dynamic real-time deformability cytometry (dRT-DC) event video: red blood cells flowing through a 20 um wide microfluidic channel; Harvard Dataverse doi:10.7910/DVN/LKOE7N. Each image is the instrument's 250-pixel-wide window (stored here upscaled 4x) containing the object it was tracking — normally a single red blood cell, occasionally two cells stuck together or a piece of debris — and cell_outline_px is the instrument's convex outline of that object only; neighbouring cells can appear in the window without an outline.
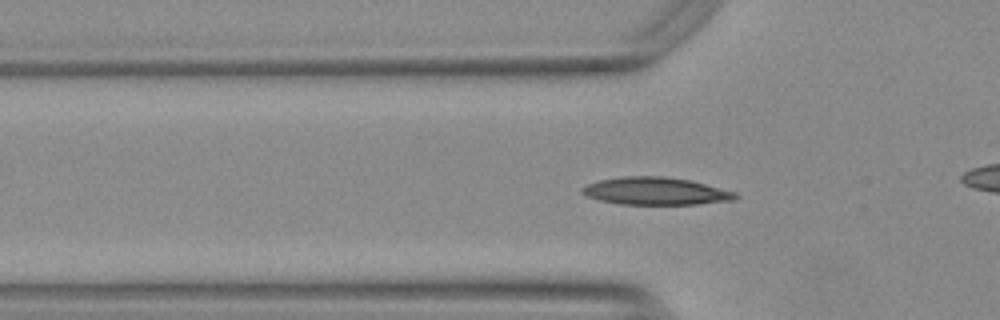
{"species": "Egyptian fruit bat (a non-hibernating species)", "species_latin": "Rousettus aegyptiacus", "temperature_condition": "warm", "stored_images_in_passage": 43, "camera_frame_rate_fps": 3000, "um_per_image_px": 0.085, "animal": {"sex": "female"}, "frame": {"image": 1, "passage_image": 17, "time_ms": 5.333, "image_size_px": [1000, 320], "cell_outline_px": [[740, 196], [736, 200], [696, 204], [620, 204], [600, 200], [588, 196], [580, 192], [580, 188], [588, 184], [600, 180], [624, 176], [664, 176], [688, 180], [736, 192]], "centroid_in_image_um": [55.74, 16.25], "position_along_channel_um": 70.1, "area_um2": 24.45}}
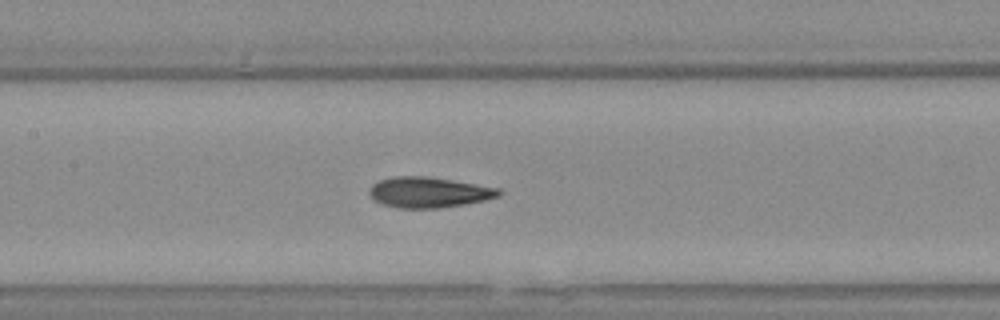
{"frame": {"image": 2, "passage_image": 25, "time_ms": 8.0, "image_size_px": [1000, 320], "cell_outline_px": [[504, 192], [500, 196], [484, 200], [464, 204], [440, 208], [396, 208], [384, 204], [376, 200], [368, 192], [372, 184], [380, 180], [396, 176], [424, 176], [452, 180], [500, 188]], "centroid_in_image_um": [36.48, 16.35], "position_along_channel_um": 170.9, "area_um2": 22.95}}
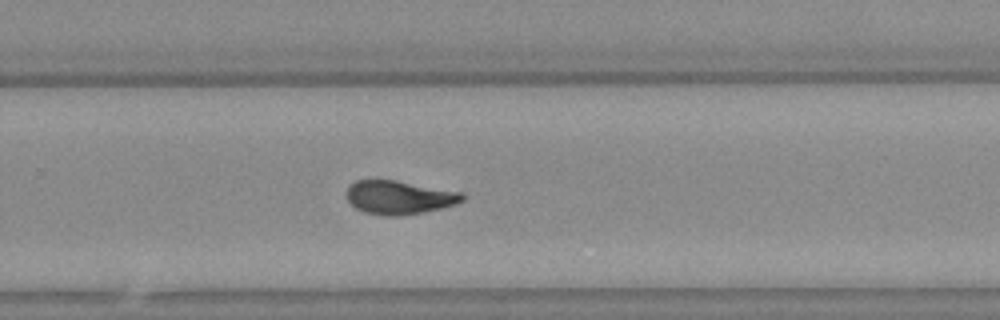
{"frame": {"image": 3, "passage_image": 35, "time_ms": 11.333, "image_size_px": [1000, 320], "cell_outline_px": [[464, 200], [456, 204], [424, 212], [400, 216], [384, 216], [364, 212], [356, 208], [348, 200], [348, 188], [356, 180], [396, 180], [464, 192]], "centroid_in_image_um": [33.98, 16.78], "position_along_channel_um": 295.8, "area_um2": 22.66}}